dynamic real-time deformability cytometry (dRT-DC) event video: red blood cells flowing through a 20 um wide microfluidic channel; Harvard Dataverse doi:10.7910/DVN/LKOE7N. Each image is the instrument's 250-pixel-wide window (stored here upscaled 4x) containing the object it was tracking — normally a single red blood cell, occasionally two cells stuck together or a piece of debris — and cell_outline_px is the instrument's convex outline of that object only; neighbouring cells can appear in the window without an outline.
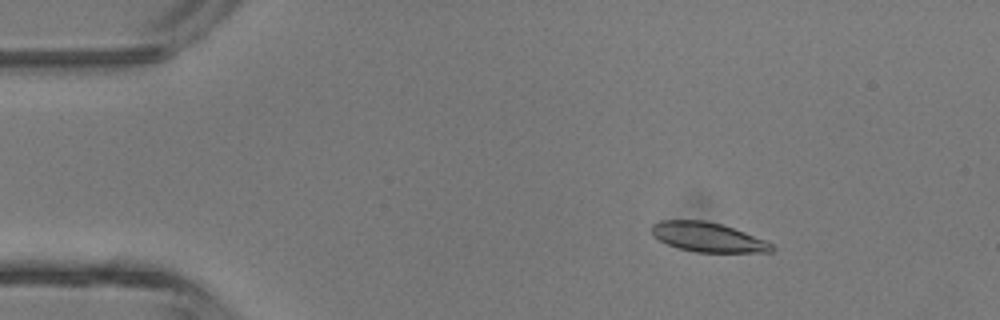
{"species": "common noctule bat (a hibernating species)", "species_latin": "Nyctalus noctula", "temperature_condition": "room temperature", "stored_images_in_passage": 4, "camera_frame_rate_fps": 3000, "um_per_image_px": 0.085, "animal": {"sex": "male", "body_mass_g": 13.3}, "frame": {"image": 1, "passage_image": 1, "time_ms": 0.0, "image_size_px": [1000, 320], "cell_outline_px": [[776, 248], [772, 252], [696, 252], [680, 248], [668, 244], [652, 236], [652, 224], [660, 220], [704, 220], [720, 224], [744, 232], [764, 240], [772, 244]], "centroid_in_image_um": [60.15, 20.16], "position_along_channel_um": 24.8, "area_um2": 20.4}}
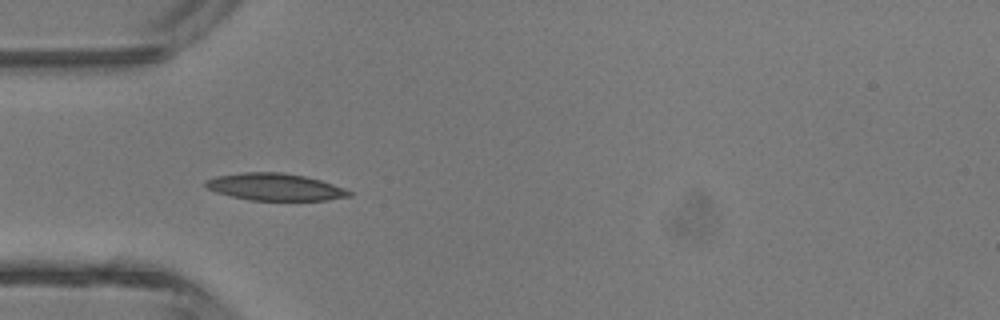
{"frame": {"image": 2, "passage_image": 3, "time_ms": 2.333, "image_size_px": [1000, 320], "cell_outline_px": [[352, 196], [328, 200], [252, 200], [232, 196], [216, 192], [208, 188], [204, 184], [204, 180], [216, 176], [244, 172], [284, 172], [304, 176], [320, 180], [344, 188], [352, 192]], "centroid_in_image_um": [23.38, 15.88], "position_along_channel_um": 61.6, "area_um2": 22.6}}